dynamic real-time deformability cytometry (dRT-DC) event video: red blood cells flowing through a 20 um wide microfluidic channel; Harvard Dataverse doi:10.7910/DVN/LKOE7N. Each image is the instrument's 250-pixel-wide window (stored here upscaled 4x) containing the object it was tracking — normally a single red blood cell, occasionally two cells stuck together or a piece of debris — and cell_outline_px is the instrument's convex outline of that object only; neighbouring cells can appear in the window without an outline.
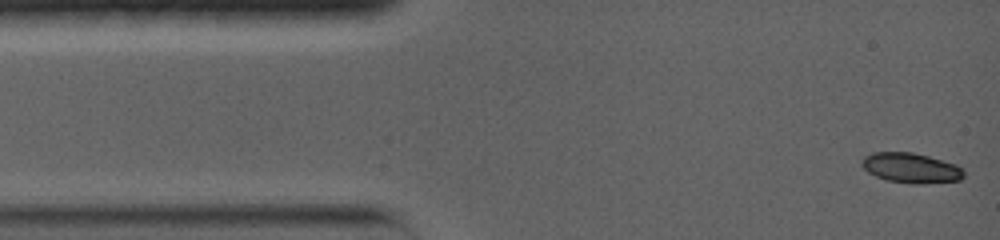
{"species": "common noctule bat (a hibernating species)", "species_latin": "Nyctalus noctula", "temperature_condition": "warm", "stored_images_in_passage": 10, "camera_frame_rate_fps": 5000, "um_per_image_px": 0.085, "animal": {"sex": "female", "body_mass_g": 19.0, "forearm_length_mm": 56.7}, "frame": {"image": 1, "passage_image": 1, "time_ms": 0.0, "image_size_px": [1000, 240], "cell_outline_px": [[964, 176], [960, 180], [924, 184], [912, 184], [888, 180], [876, 176], [868, 172], [860, 164], [860, 160], [864, 156], [872, 152], [912, 152], [928, 156], [956, 164], [964, 168]], "centroid_in_image_um": [77.44, 14.27], "position_along_channel_um": 7.6, "area_um2": 18.03}}
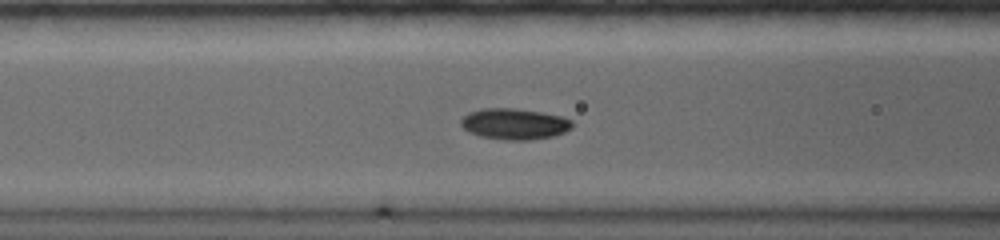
{"frame": {"image": 2, "passage_image": 8, "time_ms": 5.0, "image_size_px": [1000, 240], "cell_outline_px": [[572, 128], [564, 132], [552, 136], [528, 140], [504, 140], [480, 136], [468, 132], [460, 124], [460, 120], [468, 112], [484, 108], [516, 108], [540, 112], [560, 116], [572, 120]], "centroid_in_image_um": [43.69, 10.53], "position_along_channel_um": 122.9, "area_um2": 20.11}}
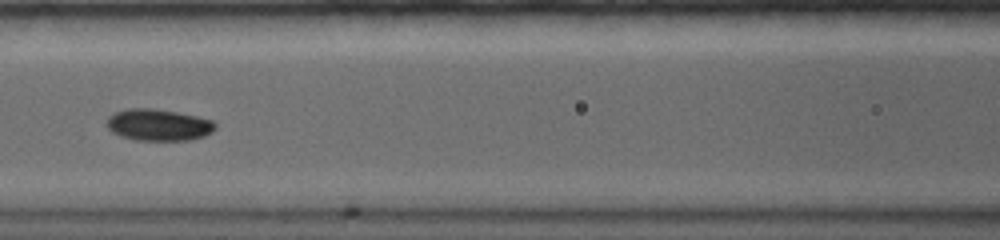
{"frame": {"image": 3, "passage_image": 9, "time_ms": 5.8, "image_size_px": [1000, 240], "cell_outline_px": [[216, 128], [212, 132], [204, 136], [188, 140], [132, 140], [120, 136], [112, 132], [108, 128], [108, 116], [116, 112], [128, 108], [152, 108], [176, 112], [196, 116], [212, 120], [216, 124]], "centroid_in_image_um": [13.47, 10.62], "position_along_channel_um": 153.1, "area_um2": 20.0}}